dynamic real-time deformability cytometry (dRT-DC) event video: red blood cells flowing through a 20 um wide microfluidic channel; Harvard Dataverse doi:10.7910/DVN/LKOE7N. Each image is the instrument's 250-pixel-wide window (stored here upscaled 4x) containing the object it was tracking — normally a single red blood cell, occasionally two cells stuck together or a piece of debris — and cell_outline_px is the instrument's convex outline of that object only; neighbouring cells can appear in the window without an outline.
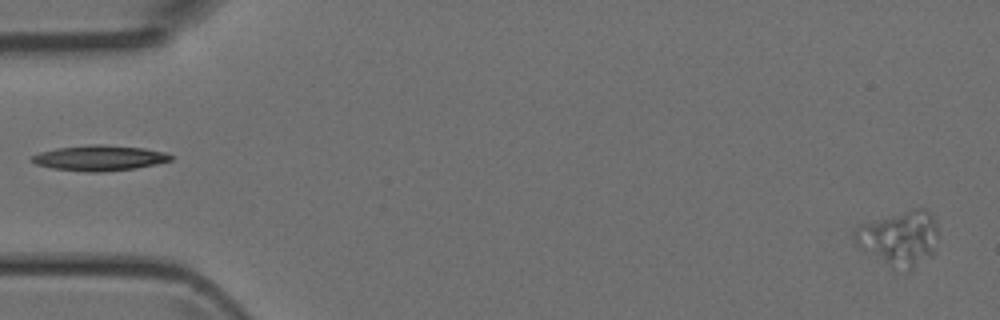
{"species": "Egyptian fruit bat (a non-hibernating species)", "species_latin": "Rousettus aegyptiacus", "temperature_condition": "room temperature", "stored_images_in_passage": 48, "camera_frame_rate_fps": 3000, "um_per_image_px": 0.085, "animal": {"sex": "female"}, "frame": {"image": 1, "passage_image": 1, "time_ms": 0.0, "image_size_px": [1000, 320], "cell_outline_px": [[936, 252], [932, 256], [912, 268], [904, 272], [892, 268], [860, 248], [856, 244], [852, 236], [856, 228], [860, 224], [912, 208], [924, 208], [932, 216], [936, 224]], "centroid_in_image_um": [76.44, 20.26], "position_along_channel_um": 8.6, "area_um2": 26.88}}
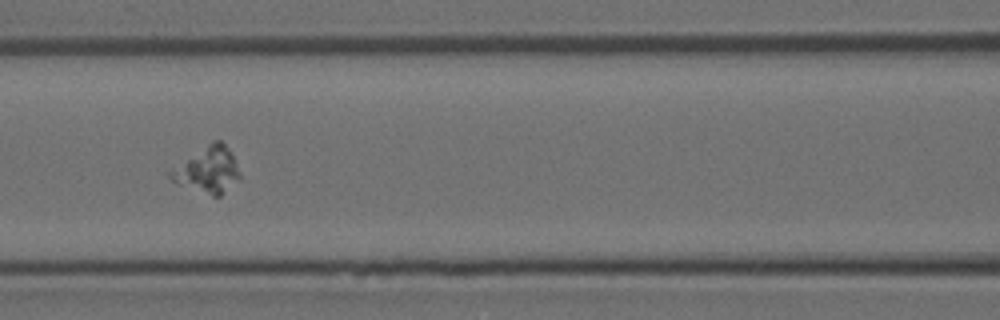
{"frame": {"image": 2, "passage_image": 21, "time_ms": 6.667, "image_size_px": [1000, 320], "cell_outline_px": [[240, 176], [220, 196], [212, 196], [172, 180], [168, 176], [168, 172], [212, 140], [220, 140], [228, 148], [236, 164]], "centroid_in_image_um": [17.66, 14.42], "position_along_channel_um": 148.9, "area_um2": 17.74}}
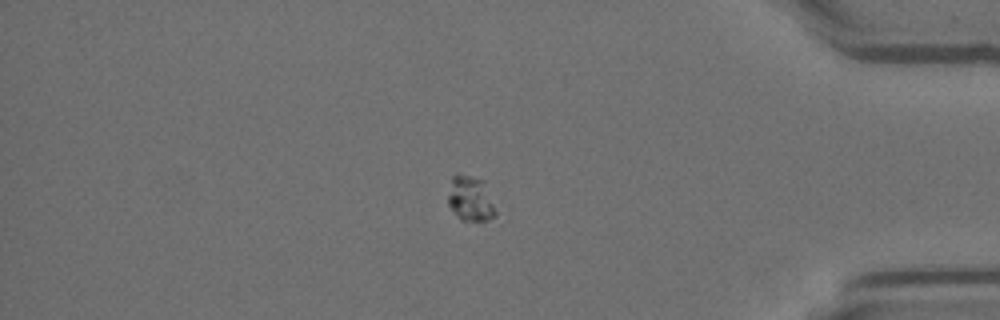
{"frame": {"image": 3, "passage_image": 41, "time_ms": 13.333, "image_size_px": [1000, 320], "cell_outline_px": [[496, 216], [484, 220], [460, 220], [448, 204], [448, 196], [452, 176], [456, 172], [460, 172], [484, 180], [496, 212]], "centroid_in_image_um": [39.97, 16.84], "position_along_channel_um": 395.2, "area_um2": 12.54}}